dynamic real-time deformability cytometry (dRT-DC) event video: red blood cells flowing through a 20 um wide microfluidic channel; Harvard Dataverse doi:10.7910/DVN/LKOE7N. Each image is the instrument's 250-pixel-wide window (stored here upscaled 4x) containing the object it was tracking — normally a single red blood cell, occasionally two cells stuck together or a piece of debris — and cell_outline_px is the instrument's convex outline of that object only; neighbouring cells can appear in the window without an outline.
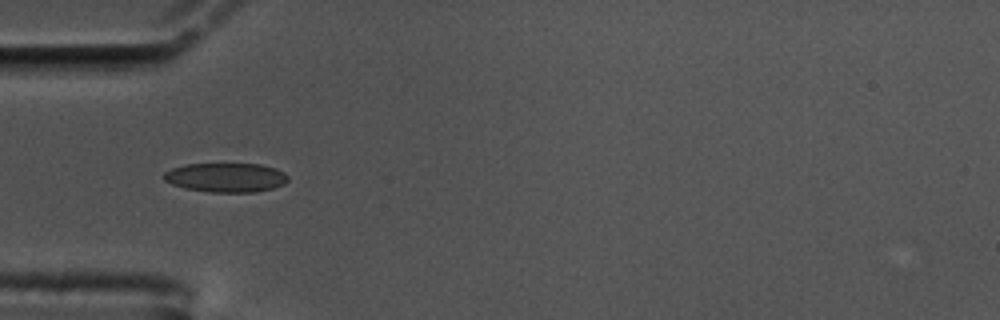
{"species": "common noctule bat (a hibernating species)", "species_latin": "Nyctalus noctula", "temperature_condition": "cold", "stored_images_in_passage": 4, "camera_frame_rate_fps": 3000, "um_per_image_px": 0.085, "animal": {"sex": "male", "body_mass_g": 17.5, "forearm_length_mm": 52.3}, "frame": {"image": 1, "passage_image": 1, "time_ms": 0.0, "image_size_px": [1000, 320], "cell_outline_px": [[288, 180], [284, 184], [272, 188], [256, 192], [208, 192], [184, 188], [172, 184], [164, 180], [164, 172], [172, 168], [184, 164], [260, 164], [276, 168], [284, 172], [288, 176]], "centroid_in_image_um": [19.21, 15.09], "position_along_channel_um": 65.8, "area_um2": 21.21}}